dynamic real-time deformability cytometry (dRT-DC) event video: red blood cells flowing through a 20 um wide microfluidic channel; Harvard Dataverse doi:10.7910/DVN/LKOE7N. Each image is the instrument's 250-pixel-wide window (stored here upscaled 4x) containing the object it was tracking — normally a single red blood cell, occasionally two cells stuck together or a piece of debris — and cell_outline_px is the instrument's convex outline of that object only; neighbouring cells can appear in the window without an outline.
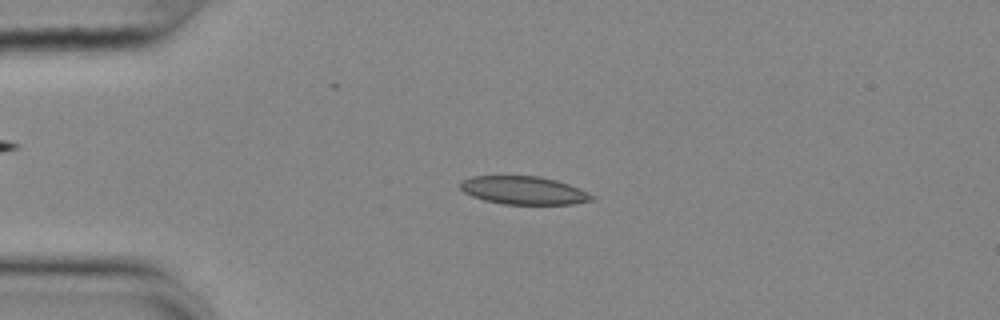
{"species": "common noctule bat (a hibernating species)", "species_latin": "Nyctalus noctula", "temperature_condition": "cold", "stored_images_in_passage": 55, "camera_frame_rate_fps": 3000, "um_per_image_px": 0.085, "animal": {"sex": "female", "body_mass_g": 25.1}, "frame": {"image": 1, "passage_image": 13, "time_ms": 4.0, "image_size_px": [1000, 320], "cell_outline_px": [[596, 200], [572, 204], [504, 204], [484, 200], [472, 196], [464, 192], [460, 188], [460, 184], [464, 180], [472, 176], [540, 176], [556, 180], [580, 188], [596, 196]], "centroid_in_image_um": [44.57, 16.18], "position_along_channel_um": 40.4, "area_um2": 21.62}}
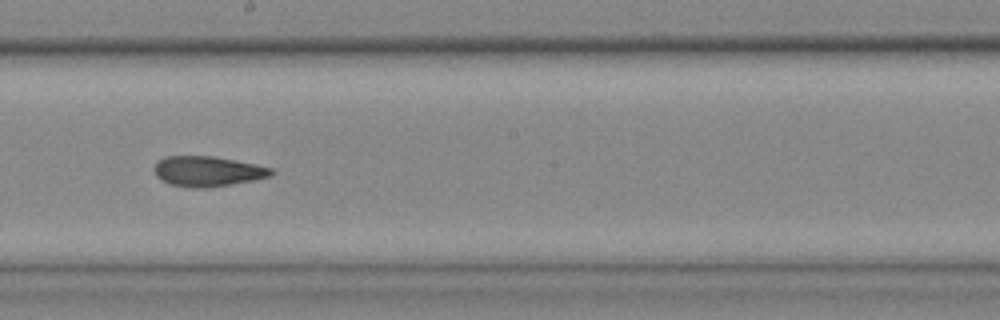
{"frame": {"image": 2, "passage_image": 31, "time_ms": 10.0, "image_size_px": [1000, 320], "cell_outline_px": [[276, 172], [268, 176], [252, 180], [232, 184], [208, 188], [192, 188], [168, 184], [160, 180], [156, 176], [156, 160], [164, 156], [212, 156], [256, 164], [272, 168]], "centroid_in_image_um": [17.62, 14.56], "position_along_channel_um": 230.6, "area_um2": 20.63}}
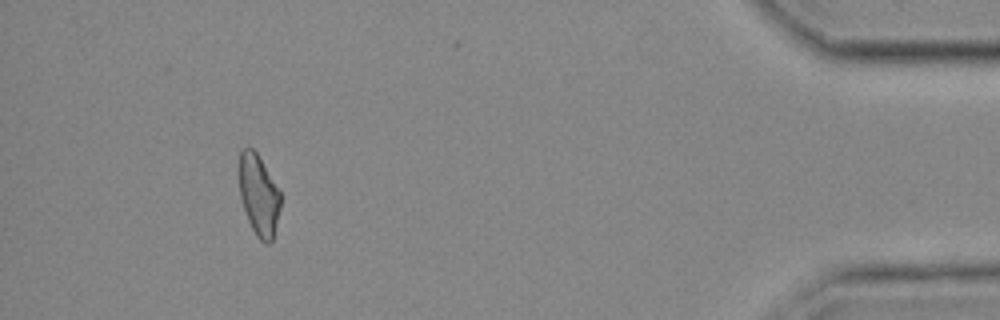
{"frame": {"image": 3, "passage_image": 51, "time_ms": 16.667, "image_size_px": [1000, 320], "cell_outline_px": [[280, 208], [272, 240], [268, 244], [264, 244], [256, 236], [248, 220], [240, 196], [240, 148], [252, 148], [256, 152], [280, 192]], "centroid_in_image_um": [21.99, 16.61], "position_along_channel_um": 413.2, "area_um2": 19.07}, "authors_computed_cell_mechanics": {"area_um2": 20.6924, "velocity_mm_per_s": 3.6405, "shape_relaxation_time_tau1_ms": null, "shape_relaxation_time_tau2_ms": 4.6671, "deformation_change_tau1": null, "deformation_change_tau2": 0.1058}}